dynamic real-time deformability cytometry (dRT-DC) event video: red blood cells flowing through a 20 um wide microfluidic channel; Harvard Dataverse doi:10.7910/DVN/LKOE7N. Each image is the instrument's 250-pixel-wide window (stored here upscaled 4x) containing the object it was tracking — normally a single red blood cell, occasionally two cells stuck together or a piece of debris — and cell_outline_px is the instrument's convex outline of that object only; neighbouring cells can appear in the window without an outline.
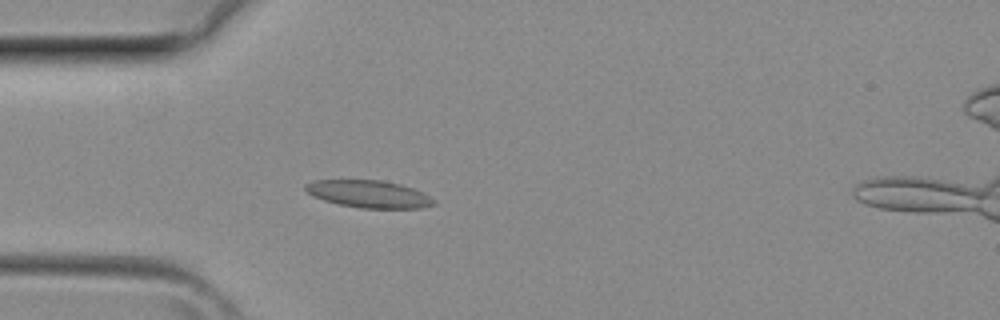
{"species": "common noctule bat (a hibernating species)", "species_latin": "Nyctalus noctula", "temperature_condition": "room temperature", "stored_images_in_passage": 39, "camera_frame_rate_fps": 3000, "um_per_image_px": 0.085, "animal": {"sex": "female", "body_mass_g": 29.2, "forearm_length_mm": 56.3}, "frame": {"image": 1, "passage_image": 10, "time_ms": 3.0, "image_size_px": [1000, 320], "cell_outline_px": [[436, 204], [420, 208], [360, 208], [340, 204], [324, 200], [312, 196], [304, 188], [304, 184], [312, 180], [380, 180], [400, 184], [412, 188], [436, 200]], "centroid_in_image_um": [31.32, 16.49], "position_along_channel_um": 53.7, "area_um2": 20.35}}
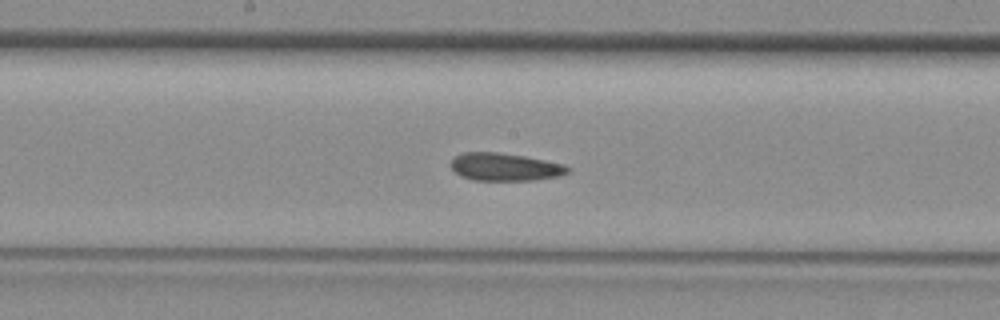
{"frame": {"image": 2, "passage_image": 19, "time_ms": 6.0, "image_size_px": [1000, 320], "cell_outline_px": [[572, 168], [568, 172], [560, 176], [532, 180], [472, 180], [460, 176], [448, 164], [452, 156], [460, 152], [500, 152], [524, 156], [564, 164]], "centroid_in_image_um": [42.86, 14.18], "position_along_channel_um": 205.3, "area_um2": 19.19}}
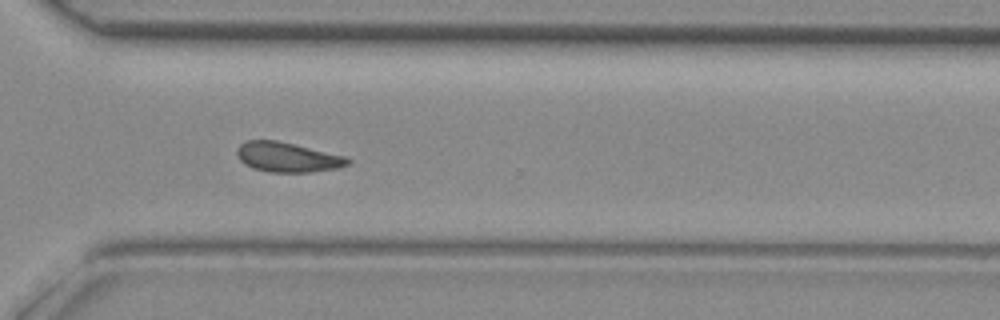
{"frame": {"image": 3, "passage_image": 27, "time_ms": 8.667, "image_size_px": [1000, 320], "cell_outline_px": [[352, 160], [348, 164], [340, 168], [308, 172], [268, 172], [252, 168], [244, 164], [240, 160], [236, 152], [236, 148], [240, 144], [248, 140], [276, 140], [344, 156]], "centroid_in_image_um": [24.4, 13.37], "position_along_channel_um": 346.2, "area_um2": 19.13}}